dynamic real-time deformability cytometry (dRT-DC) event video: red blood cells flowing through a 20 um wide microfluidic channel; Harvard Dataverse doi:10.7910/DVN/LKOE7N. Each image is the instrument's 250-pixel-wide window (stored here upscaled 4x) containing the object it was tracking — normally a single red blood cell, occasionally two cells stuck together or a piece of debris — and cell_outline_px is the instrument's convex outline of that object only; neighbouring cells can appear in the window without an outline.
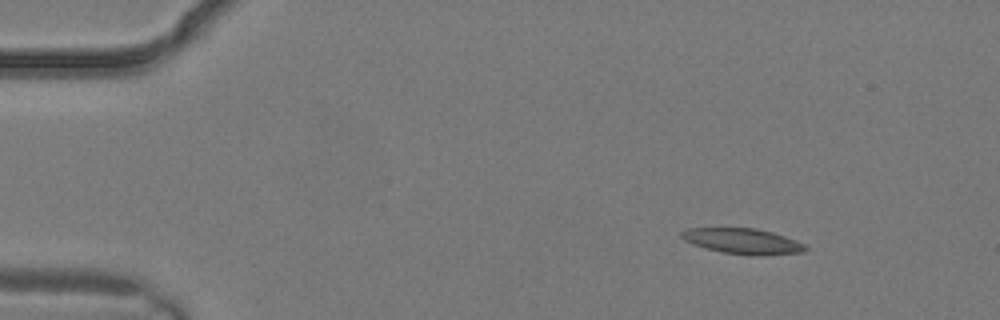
{"species": "common noctule bat (a hibernating species)", "species_latin": "Nyctalus noctula", "temperature_condition": "warm", "stored_images_in_passage": 3, "camera_frame_rate_fps": 3000, "um_per_image_px": 0.085, "animal": {"sex": "male", "body_mass_g": 19.2, "forearm_length_mm": 51.8}, "frame": {"image": 1, "passage_image": 3, "time_ms": 0.667, "image_size_px": [1000, 320], "cell_outline_px": [[808, 248], [804, 252], [756, 256], [752, 256], [724, 252], [692, 244], [684, 240], [680, 236], [680, 232], [684, 228], [756, 228], [772, 232], [796, 240], [804, 244]], "centroid_in_image_um": [63.12, 20.49], "position_along_channel_um": 21.9, "area_um2": 18.44}}